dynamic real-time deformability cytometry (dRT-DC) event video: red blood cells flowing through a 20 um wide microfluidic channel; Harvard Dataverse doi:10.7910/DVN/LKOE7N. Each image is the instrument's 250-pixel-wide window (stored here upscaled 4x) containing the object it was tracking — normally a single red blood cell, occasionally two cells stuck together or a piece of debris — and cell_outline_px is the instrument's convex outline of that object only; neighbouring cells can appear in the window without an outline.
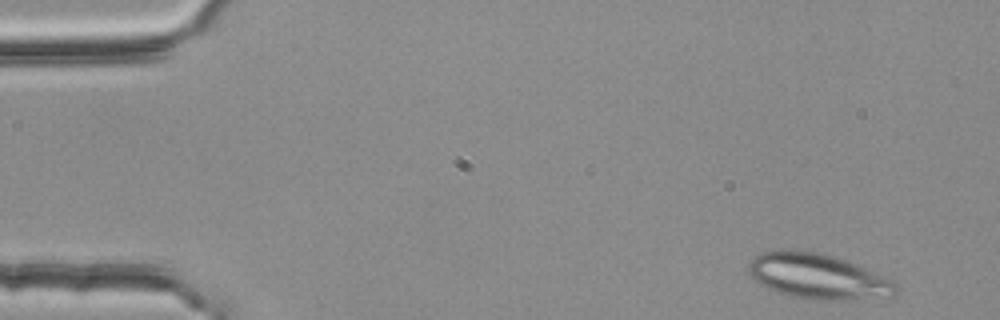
{"species": "common noctule bat (a hibernating species)", "species_latin": "Nyctalus noctula", "temperature_condition": "room temperature", "stored_images_in_passage": 4, "camera_frame_rate_fps": 3000, "um_per_image_px": 0.085, "animal": {"sex": "female", "body_mass_g": 25.1}, "frame": {"image": 1, "passage_image": 1, "time_ms": 0.0, "image_size_px": [1000, 320], "cell_outline_px": [[900, 288], [896, 296], [840, 300], [804, 300], [788, 296], [768, 288], [760, 284], [748, 272], [748, 264], [760, 252], [820, 252], [848, 260], [896, 284]], "centroid_in_image_um": [69.53, 23.54], "position_along_channel_um": 15.5, "area_um2": 38.32}}